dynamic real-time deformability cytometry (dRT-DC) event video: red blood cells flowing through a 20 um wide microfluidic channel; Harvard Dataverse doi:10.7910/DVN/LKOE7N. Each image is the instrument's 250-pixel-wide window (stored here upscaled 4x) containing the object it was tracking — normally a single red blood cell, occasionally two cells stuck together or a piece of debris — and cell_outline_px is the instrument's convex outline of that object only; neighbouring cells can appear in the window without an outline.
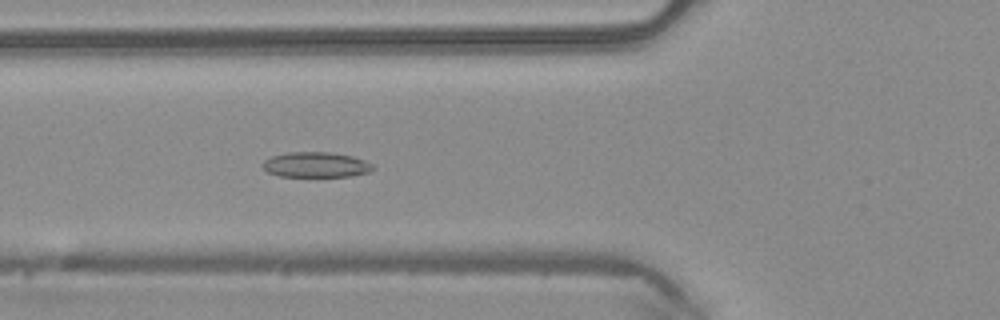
{"species": "common noctule bat (a hibernating species)", "species_latin": "Nyctalus noctula", "temperature_condition": "warm", "stored_images_in_passage": 29, "camera_frame_rate_fps": 3000, "um_per_image_px": 0.085, "animal": {"sex": "male", "body_mass_g": 20.4}, "frame": {"image": 1, "passage_image": 5, "time_ms": 1.333, "image_size_px": [1000, 320], "cell_outline_px": [[376, 168], [368, 172], [352, 176], [280, 176], [268, 172], [264, 168], [264, 160], [272, 156], [288, 152], [332, 152], [352, 156], [364, 160], [372, 164]], "centroid_in_image_um": [26.89, 13.99], "position_along_channel_um": 98.9, "area_um2": 16.13}}
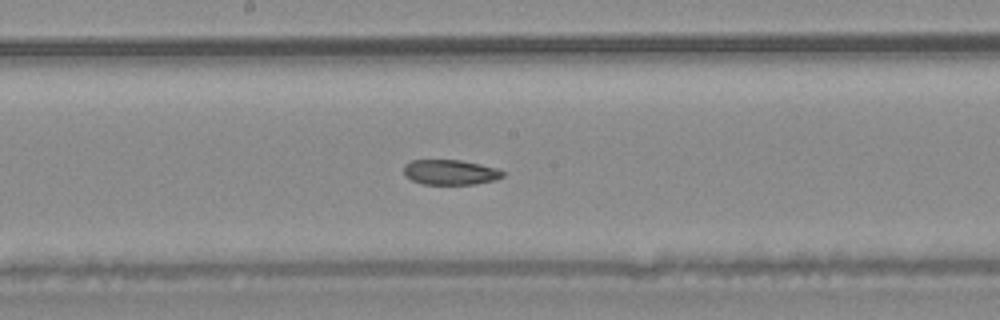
{"frame": {"image": 2, "passage_image": 13, "time_ms": 4.0, "image_size_px": [1000, 320], "cell_outline_px": [[504, 176], [496, 180], [476, 184], [420, 184], [404, 176], [404, 164], [412, 160], [460, 160], [480, 164], [496, 168], [504, 172]], "centroid_in_image_um": [38.26, 14.64], "position_along_channel_um": 209.9, "area_um2": 14.57}}
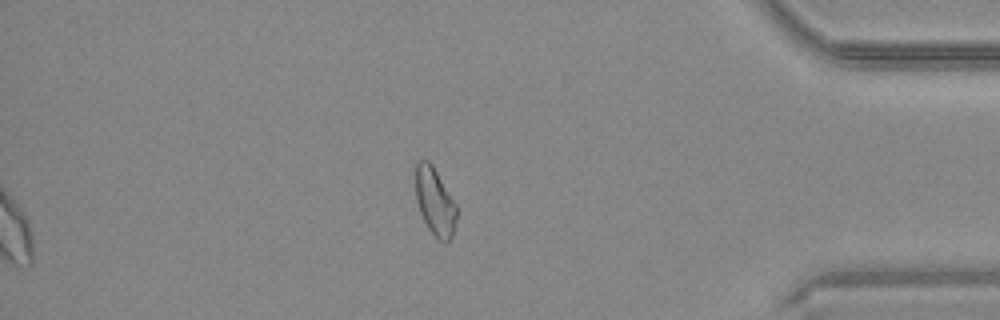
{"frame": {"image": 3, "passage_image": 29, "time_ms": 9.333, "image_size_px": [1000, 320], "cell_outline_px": [[456, 220], [452, 236], [448, 244], [444, 244], [428, 228], [420, 212], [416, 200], [416, 160], [428, 160], [432, 164], [456, 204]], "centroid_in_image_um": [36.97, 17.15], "position_along_channel_um": 398.2, "area_um2": 16.07}, "authors_computed_cell_mechanics": {"area_um2": 15.8372, "velocity_mm_per_s": 4.1598, "shape_relaxation_time_tau1_ms": null, "shape_relaxation_time_tau2_ms": 6.1289, "deformation_change_tau1": null, "deformation_change_tau2": 0.1281}}